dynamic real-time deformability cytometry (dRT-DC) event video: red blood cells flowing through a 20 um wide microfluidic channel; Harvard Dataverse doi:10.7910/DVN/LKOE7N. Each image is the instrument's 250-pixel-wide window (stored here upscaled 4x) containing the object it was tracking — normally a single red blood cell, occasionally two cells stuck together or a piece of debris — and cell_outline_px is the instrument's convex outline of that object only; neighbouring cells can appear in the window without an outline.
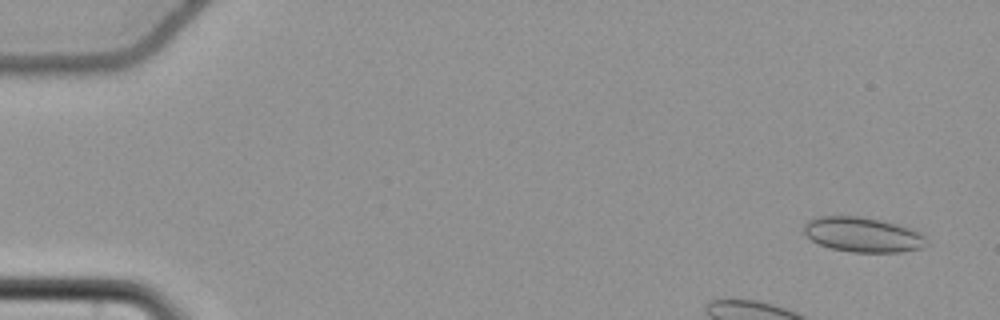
{"species": "common noctule bat (a hibernating species)", "species_latin": "Nyctalus noctula", "temperature_condition": "cold", "stored_images_in_passage": 55, "camera_frame_rate_fps": 3000, "um_per_image_px": 0.085, "animal": {"sex": "female", "body_mass_g": 22.7, "forearm_length_mm": 54.2}, "frame": {"image": 1, "passage_image": 3, "time_ms": 0.667, "image_size_px": [1000, 320], "cell_outline_px": [[928, 244], [920, 248], [900, 252], [852, 252], [832, 248], [820, 244], [812, 240], [804, 232], [804, 224], [808, 220], [820, 216], [860, 216], [880, 220], [896, 224], [920, 232], [928, 240]], "centroid_in_image_um": [73.34, 19.94], "position_along_channel_um": 11.7, "area_um2": 24.74}}
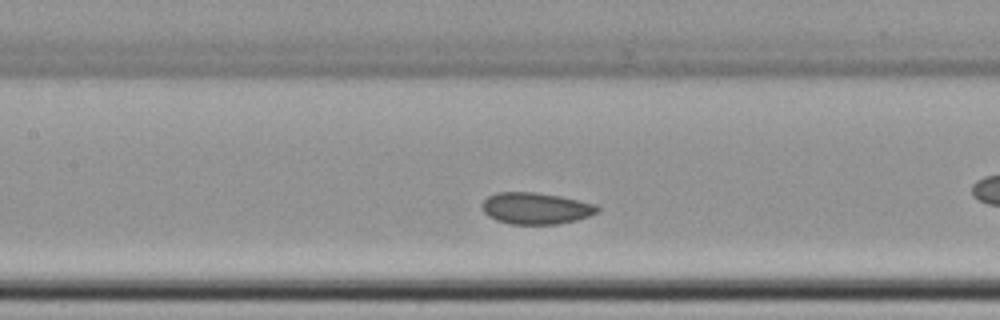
{"frame": {"image": 2, "passage_image": 24, "time_ms": 7.667, "image_size_px": [1000, 320], "cell_outline_px": [[600, 212], [576, 220], [556, 224], [512, 224], [496, 220], [488, 216], [484, 212], [480, 204], [488, 196], [496, 192], [536, 192], [560, 196], [596, 204], [600, 208]], "centroid_in_image_um": [45.54, 17.7], "position_along_channel_um": 161.9, "area_um2": 21.33}}
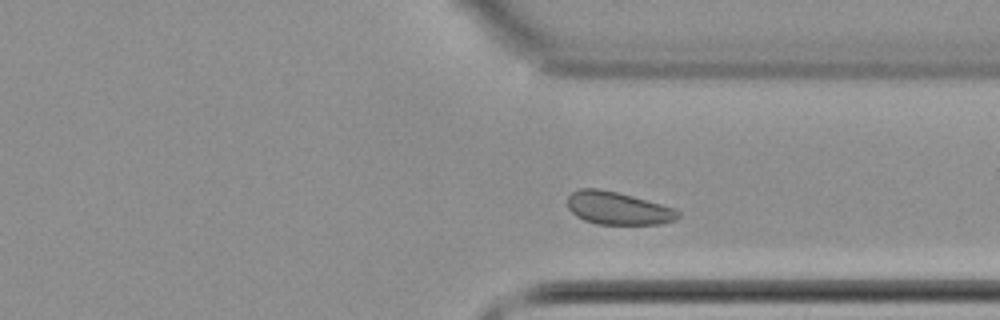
{"frame": {"image": 3, "passage_image": 40, "time_ms": 13.0, "image_size_px": [1000, 320], "cell_outline_px": [[680, 216], [676, 220], [664, 224], [596, 224], [584, 220], [576, 216], [568, 208], [568, 196], [572, 192], [580, 188], [596, 188], [616, 192], [632, 196], [676, 208], [680, 212]], "centroid_in_image_um": [52.55, 17.71], "position_along_channel_um": 358.9, "area_um2": 21.21}, "authors_computed_cell_mechanics": {"area_um2": 21.6172, "velocity_mm_per_s": 3.6726, "shape_relaxation_time_tau1_ms": 0.6654, "shape_relaxation_time_tau2_ms": 6.3332, "deformation_change_tau1": 0.0303, "deformation_change_tau2": 0.0944}}